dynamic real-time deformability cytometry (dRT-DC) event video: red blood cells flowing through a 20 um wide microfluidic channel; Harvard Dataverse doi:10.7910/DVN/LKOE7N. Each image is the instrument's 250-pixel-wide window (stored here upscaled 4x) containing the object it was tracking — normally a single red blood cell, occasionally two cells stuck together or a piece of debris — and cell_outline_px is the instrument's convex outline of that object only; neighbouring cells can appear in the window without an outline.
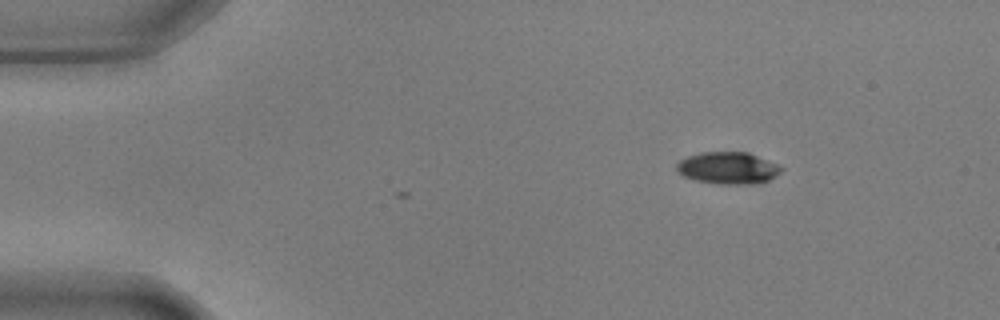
{"species": "common noctule bat (a hibernating species)", "species_latin": "Nyctalus noctula", "temperature_condition": "warm", "stored_images_in_passage": 3, "camera_frame_rate_fps": 3000, "um_per_image_px": 0.085, "animal": {"sex": "male", "body_mass_g": 17.9, "forearm_length_mm": 54.2}, "frame": {"image": 1, "passage_image": 1, "time_ms": 0.0, "image_size_px": [1000, 320], "cell_outline_px": [[784, 168], [780, 172], [768, 180], [760, 184], [720, 184], [696, 180], [684, 176], [676, 172], [676, 164], [680, 160], [688, 156], [700, 152], [748, 152], [776, 164]], "centroid_in_image_um": [61.86, 14.28], "position_along_channel_um": 23.1, "area_um2": 19.48}}